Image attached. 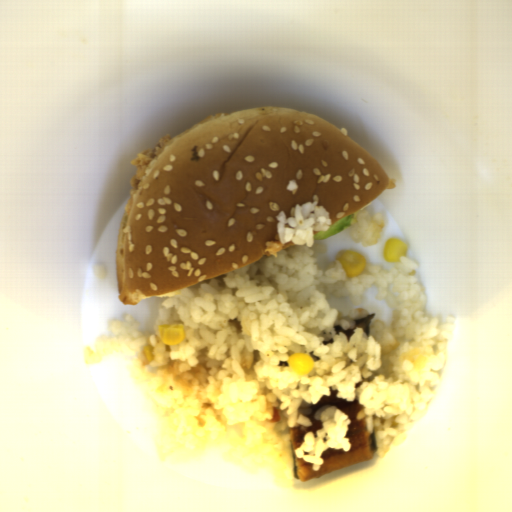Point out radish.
<instances>
[{
  "label": "radish",
  "mask_w": 512,
  "mask_h": 512,
  "mask_svg": "<svg viewBox=\"0 0 512 512\" xmlns=\"http://www.w3.org/2000/svg\"><path fill=\"white\" fill-rule=\"evenodd\" d=\"M271 422H280V412L278 411L277 408H273V414H272V419H271Z\"/></svg>",
  "instance_id": "obj_1"
}]
</instances>
